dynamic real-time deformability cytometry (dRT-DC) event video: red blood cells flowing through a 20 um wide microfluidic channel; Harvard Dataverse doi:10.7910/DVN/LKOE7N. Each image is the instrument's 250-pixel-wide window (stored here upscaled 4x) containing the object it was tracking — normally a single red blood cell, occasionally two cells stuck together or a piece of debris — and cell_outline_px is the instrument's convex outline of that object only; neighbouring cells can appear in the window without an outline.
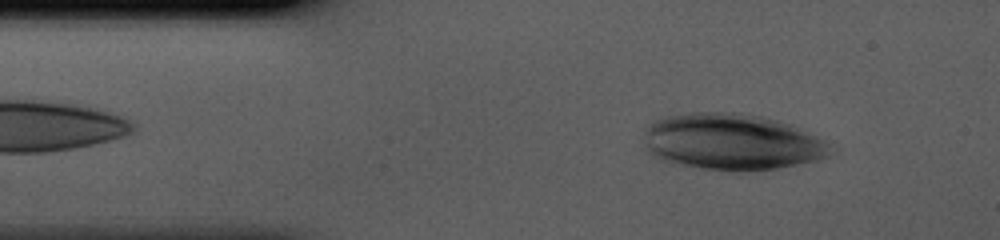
{"species": "human", "species_latin": "Homo sapiens", "temperature_condition": "cold", "stored_images_in_passage": 37, "camera_frame_rate_fps": 3000, "um_per_image_px": 0.085, "donor": {"sex": "male"}, "frame": {"image": 1, "passage_image": 4, "time_ms": 1.0, "image_size_px": [1000, 240], "cell_outline_px": [[828, 156], [816, 160], [776, 168], [740, 172], [732, 172], [700, 168], [672, 164], [660, 160], [652, 156], [644, 148], [644, 132], [648, 124], [656, 120], [668, 116], [688, 112], [736, 112], [760, 116], [776, 120], [788, 124], [824, 140], [828, 144]], "centroid_in_image_um": [62.09, 12.07], "position_along_channel_um": 22.9, "area_um2": 61.38}}
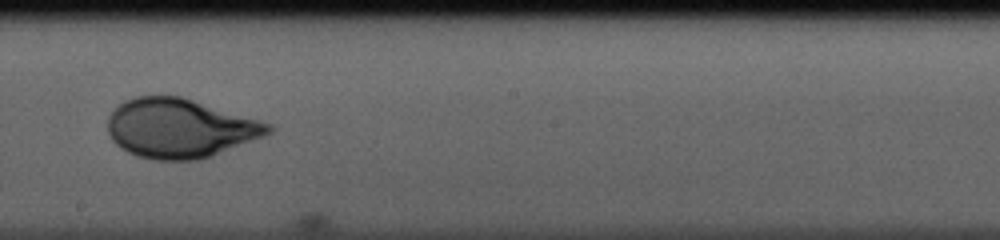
{"frame": {"image": 2, "passage_image": 22, "time_ms": 7.0, "image_size_px": [1000, 240], "cell_outline_px": [[276, 128], [272, 132], [264, 136], [212, 156], [200, 160], [152, 160], [136, 156], [120, 148], [112, 140], [108, 132], [108, 116], [124, 100], [136, 96], [180, 96], [272, 124]], "centroid_in_image_um": [15.28, 10.92], "position_along_channel_um": 232.9, "area_um2": 55.37}}
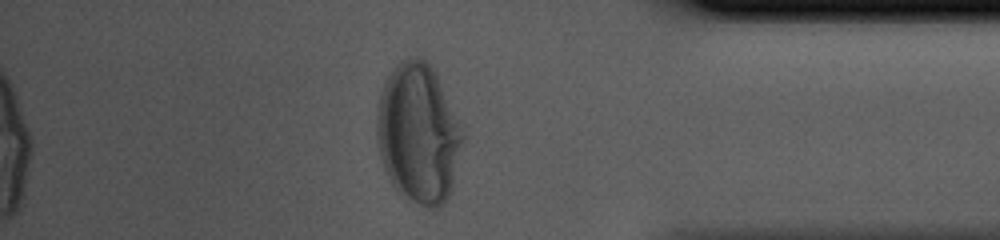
{"frame": {"image": 3, "passage_image": 35, "time_ms": 11.333, "image_size_px": [1000, 240], "cell_outline_px": [[464, 140], [452, 188], [444, 204], [440, 208], [432, 208], [420, 204], [400, 196], [396, 192], [388, 180], [380, 156], [376, 136], [376, 116], [380, 92], [392, 68], [400, 60], [412, 56], [424, 56], [432, 68], [464, 132]], "centroid_in_image_um": [35.54, 11.36], "position_along_channel_um": 399.7, "area_um2": 70.34}}